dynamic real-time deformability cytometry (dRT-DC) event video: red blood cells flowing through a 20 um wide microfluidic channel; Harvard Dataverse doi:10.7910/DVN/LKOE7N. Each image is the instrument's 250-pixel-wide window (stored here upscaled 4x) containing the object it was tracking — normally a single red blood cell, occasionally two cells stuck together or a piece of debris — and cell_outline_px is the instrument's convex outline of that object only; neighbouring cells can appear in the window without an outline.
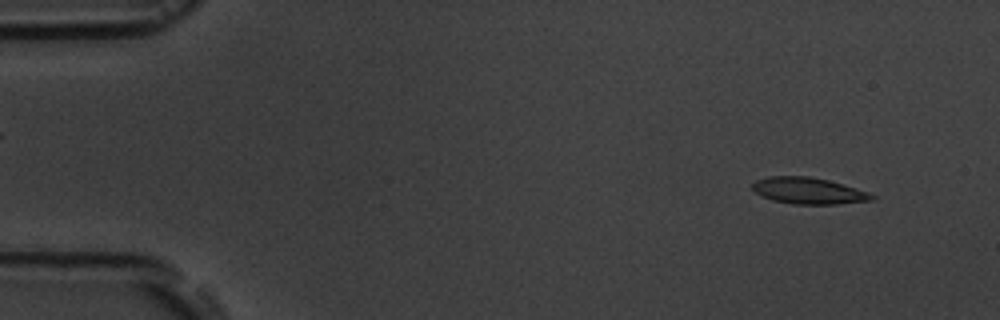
{"species": "common noctule bat (a hibernating species)", "species_latin": "Nyctalus noctula", "temperature_condition": "room temperature", "stored_images_in_passage": 3, "camera_frame_rate_fps": 3000, "um_per_image_px": 0.085, "animal": {"sex": "male", "body_mass_g": 19.5, "forearm_length_mm": 54.6}, "frame": {"image": 1, "passage_image": 1, "time_ms": 0.0, "image_size_px": [1000, 320], "cell_outline_px": [[876, 200], [836, 204], [792, 204], [772, 200], [756, 192], [752, 188], [752, 184], [756, 180], [768, 176], [808, 176], [828, 180], [856, 188], [868, 192], [876, 196]], "centroid_in_image_um": [68.74, 16.22], "position_along_channel_um": 16.3, "area_um2": 18.38}}